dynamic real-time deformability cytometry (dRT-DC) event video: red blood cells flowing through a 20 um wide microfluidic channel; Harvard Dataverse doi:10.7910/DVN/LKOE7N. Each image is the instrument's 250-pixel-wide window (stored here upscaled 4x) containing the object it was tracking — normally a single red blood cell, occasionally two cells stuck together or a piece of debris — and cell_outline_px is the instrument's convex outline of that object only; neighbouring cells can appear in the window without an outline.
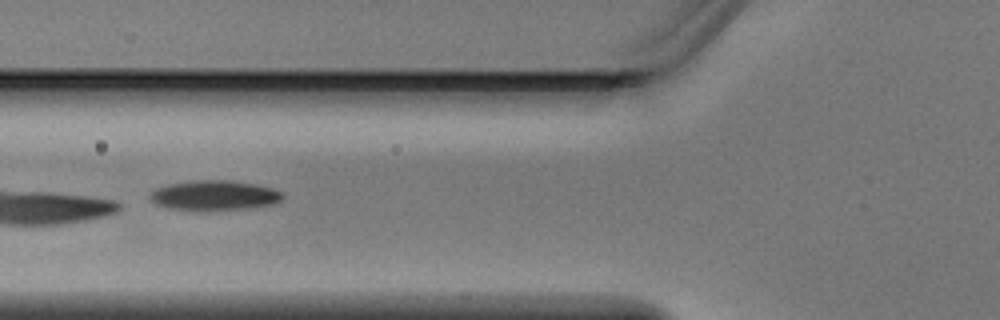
{"species": "Egyptian fruit bat (a non-hibernating species)", "species_latin": "Rousettus aegyptiacus", "temperature_condition": "warm", "stored_images_in_passage": 6, "camera_frame_rate_fps": 3000, "um_per_image_px": 0.085, "animal": {"sex": "male"}, "frame": {"image": 1, "passage_image": 6, "time_ms": 1.667, "image_size_px": [1000, 320], "cell_outline_px": [[284, 196], [280, 200], [272, 204], [244, 208], [168, 208], [156, 204], [148, 196], [148, 192], [156, 188], [168, 184], [192, 180], [232, 180], [256, 184], [272, 188], [280, 192]], "centroid_in_image_um": [18.18, 16.55], "position_along_channel_um": 107.6, "area_um2": 22.37}}